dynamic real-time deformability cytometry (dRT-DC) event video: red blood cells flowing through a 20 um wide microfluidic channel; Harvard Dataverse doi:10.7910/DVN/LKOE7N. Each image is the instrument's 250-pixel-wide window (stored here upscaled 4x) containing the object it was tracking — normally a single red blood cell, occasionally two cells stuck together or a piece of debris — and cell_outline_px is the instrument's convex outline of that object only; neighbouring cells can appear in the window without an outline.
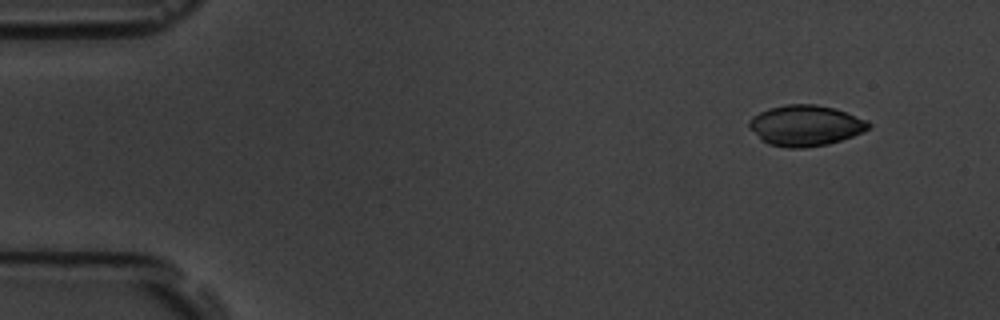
{"species": "common noctule bat (a hibernating species)", "species_latin": "Nyctalus noctula", "temperature_condition": "room temperature", "stored_images_in_passage": 4, "segment_of_instrument_passage": [2, 2], "camera_frame_rate_fps": 3000, "um_per_image_px": 0.085, "animal": {"sex": "male", "body_mass_g": 19.5, "forearm_length_mm": 54.6}, "frame": {"image": 1, "passage_image": 4, "time_ms": 3.667, "image_size_px": [1000, 320], "cell_outline_px": [[872, 128], [852, 136], [828, 144], [804, 148], [788, 148], [768, 144], [748, 128], [748, 120], [752, 116], [768, 108], [784, 104], [816, 104], [836, 108], [868, 120], [872, 124]], "centroid_in_image_um": [68.47, 10.66], "position_along_channel_um": 16.5, "area_um2": 28.67}}